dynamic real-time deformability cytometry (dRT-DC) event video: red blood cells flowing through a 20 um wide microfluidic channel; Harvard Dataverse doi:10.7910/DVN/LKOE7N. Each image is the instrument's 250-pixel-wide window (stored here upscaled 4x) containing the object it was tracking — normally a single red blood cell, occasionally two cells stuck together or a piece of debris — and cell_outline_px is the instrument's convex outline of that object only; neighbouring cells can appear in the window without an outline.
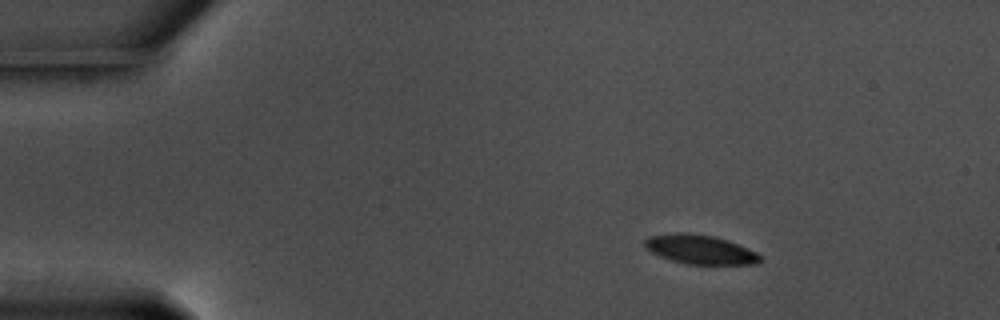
{"species": "common noctule bat (a hibernating species)", "species_latin": "Nyctalus noctula", "temperature_condition": "warm", "stored_images_in_passage": 50, "camera_frame_rate_fps": 3000, "um_per_image_px": 0.085, "animal": {"sex": "male", "body_mass_g": 17.5, "forearm_length_mm": 52.3}, "frame": {"image": 1, "passage_image": 1, "time_ms": 0.0, "image_size_px": [1000, 320], "cell_outline_px": [[764, 260], [756, 264], [688, 264], [672, 260], [660, 256], [652, 252], [644, 244], [644, 240], [648, 236], [680, 232], [684, 232], [712, 236], [728, 240], [756, 252]], "centroid_in_image_um": [59.53, 21.2], "position_along_channel_um": 25.5, "area_um2": 19.42}}
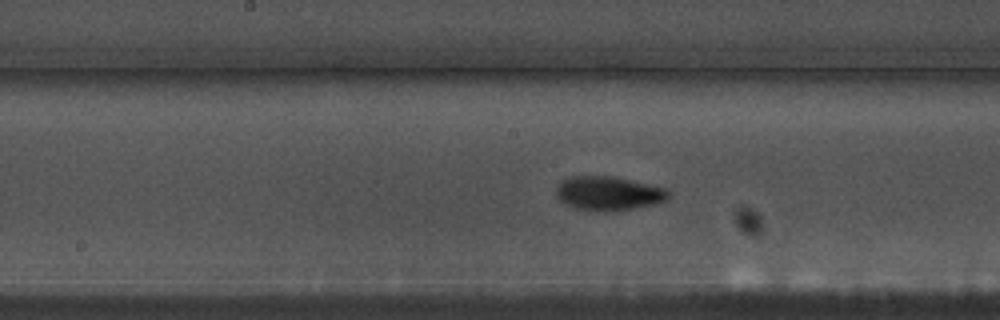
{"frame": {"image": 2, "passage_image": 22, "time_ms": 7.0, "image_size_px": [1000, 320], "cell_outline_px": [[668, 196], [664, 200], [652, 204], [616, 212], [604, 212], [576, 208], [560, 200], [556, 196], [556, 188], [564, 180], [572, 176], [612, 176], [664, 188], [668, 192]], "centroid_in_image_um": [51.68, 16.45], "position_along_channel_um": 196.5, "area_um2": 21.85}}
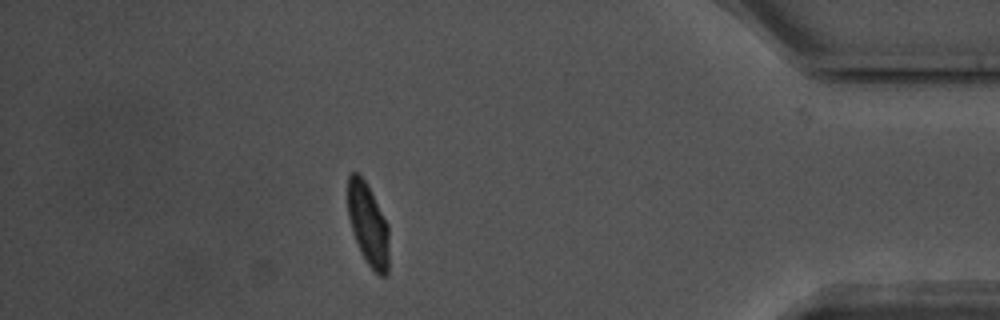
{"frame": {"image": 3, "passage_image": 43, "time_ms": 14.0, "image_size_px": [1000, 320], "cell_outline_px": [[388, 272], [384, 276], [380, 276], [368, 264], [360, 252], [348, 216], [348, 176], [352, 172], [356, 172], [364, 180], [388, 224]], "centroid_in_image_um": [31.29, 19.09], "position_along_channel_um": 403.9, "area_um2": 19.31}, "authors_computed_cell_mechanics": {"area_um2": 20.3745, "velocity_mm_per_s": 3.5604, "shape_relaxation_time_tau1_ms": 3.5228, "shape_relaxation_time_tau2_ms": 1.9957, "deformation_change_tau1": 0.1286, "deformation_change_tau2": 0.0656}}